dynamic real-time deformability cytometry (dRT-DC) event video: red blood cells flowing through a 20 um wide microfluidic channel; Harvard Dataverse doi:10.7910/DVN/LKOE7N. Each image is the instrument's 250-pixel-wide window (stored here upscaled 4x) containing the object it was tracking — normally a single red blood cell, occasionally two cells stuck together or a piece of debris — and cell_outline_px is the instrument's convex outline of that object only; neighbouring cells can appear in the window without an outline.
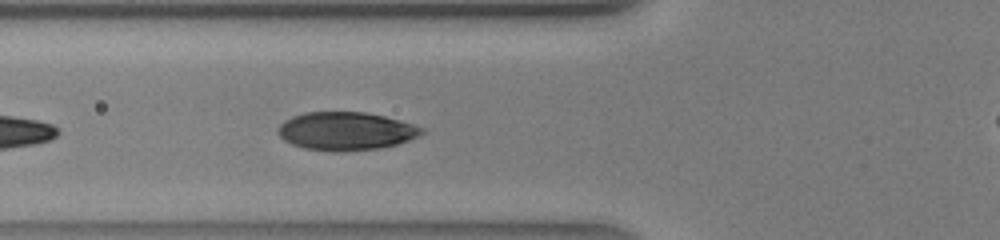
{"species": "human", "species_latin": "Homo sapiens", "temperature_condition": "warm", "stored_images_in_passage": 19, "camera_frame_rate_fps": 3000, "um_per_image_px": 0.085, "donor": {"sex": "male"}, "frame": {"image": 1, "passage_image": 4, "time_ms": 1.0, "image_size_px": [1000, 240], "cell_outline_px": [[424, 132], [420, 136], [396, 144], [380, 148], [336, 152], [332, 152], [304, 148], [292, 144], [284, 140], [276, 132], [276, 128], [284, 120], [292, 116], [304, 112], [364, 112], [384, 116], [400, 120], [424, 128]], "centroid_in_image_um": [29.37, 11.14], "position_along_channel_um": 96.4, "area_um2": 32.14}}
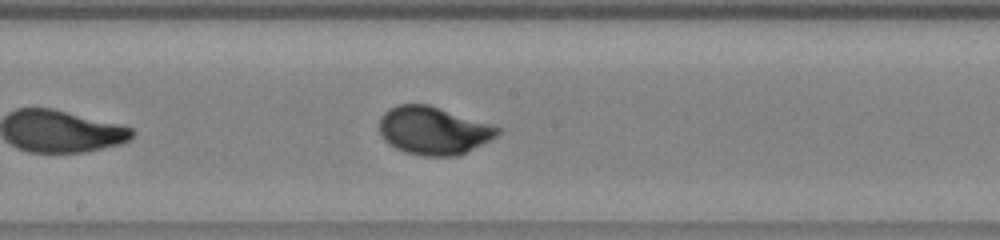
{"frame": {"image": 2, "passage_image": 11, "time_ms": 3.333, "image_size_px": [1000, 240], "cell_outline_px": [[500, 132], [496, 136], [456, 156], [424, 156], [408, 152], [396, 148], [388, 144], [384, 140], [380, 132], [380, 116], [388, 108], [400, 104], [428, 104], [500, 128]], "centroid_in_image_um": [36.77, 11.09], "position_along_channel_um": 211.4, "area_um2": 32.37}}